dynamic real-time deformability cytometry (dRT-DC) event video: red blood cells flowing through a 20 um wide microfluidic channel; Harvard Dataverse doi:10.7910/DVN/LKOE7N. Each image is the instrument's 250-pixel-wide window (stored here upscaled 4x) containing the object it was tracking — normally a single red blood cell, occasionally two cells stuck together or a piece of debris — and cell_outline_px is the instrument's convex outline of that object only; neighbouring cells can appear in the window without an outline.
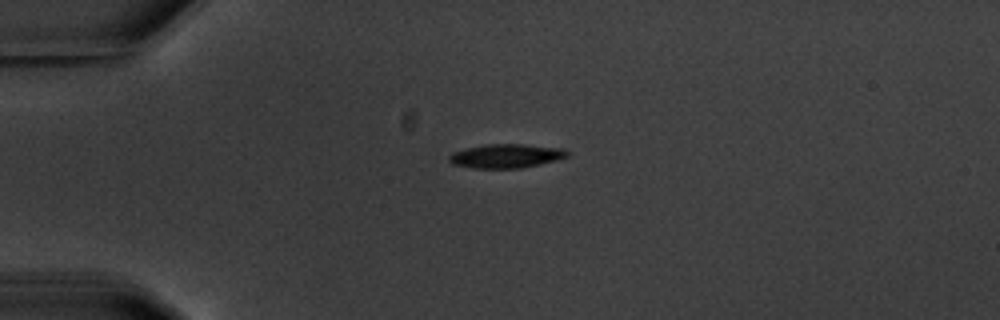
{"species": "common noctule bat (a hibernating species)", "species_latin": "Nyctalus noctula", "temperature_condition": "warm", "stored_images_in_passage": 3, "camera_frame_rate_fps": 3000, "um_per_image_px": 0.085, "animal": {"sex": "male", "body_mass_g": 20.1, "forearm_length_mm": 53.5}, "frame": {"image": 1, "passage_image": 1, "time_ms": 0.0, "image_size_px": [1000, 320], "cell_outline_px": [[568, 156], [556, 160], [540, 164], [520, 168], [472, 168], [452, 164], [448, 160], [448, 156], [452, 152], [464, 148], [484, 144], [524, 144], [564, 148], [568, 152]], "centroid_in_image_um": [42.98, 13.25], "position_along_channel_um": 42.0, "area_um2": 16.65}}